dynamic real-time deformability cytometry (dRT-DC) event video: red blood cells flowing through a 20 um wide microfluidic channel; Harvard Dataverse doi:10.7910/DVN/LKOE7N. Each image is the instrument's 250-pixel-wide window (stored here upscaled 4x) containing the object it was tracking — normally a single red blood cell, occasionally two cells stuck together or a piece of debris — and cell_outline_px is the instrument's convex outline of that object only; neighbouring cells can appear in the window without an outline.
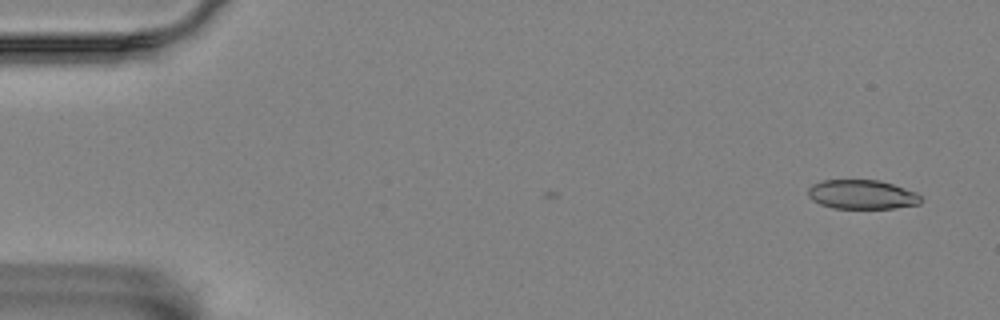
{"species": "Egyptian fruit bat (a non-hibernating species)", "species_latin": "Rousettus aegyptiacus", "temperature_condition": "room temperature", "stored_images_in_passage": 2, "camera_frame_rate_fps": 3000, "um_per_image_px": 0.085, "animal": {"sex": "female"}, "frame": {"image": 1, "passage_image": 2, "time_ms": 1.0, "image_size_px": [1000, 320], "cell_outline_px": [[920, 204], [892, 208], [832, 208], [820, 204], [812, 200], [808, 196], [808, 188], [812, 184], [824, 180], [880, 180], [916, 192], [920, 196]], "centroid_in_image_um": [73.24, 16.53], "position_along_channel_um": 11.8, "area_um2": 19.13}}